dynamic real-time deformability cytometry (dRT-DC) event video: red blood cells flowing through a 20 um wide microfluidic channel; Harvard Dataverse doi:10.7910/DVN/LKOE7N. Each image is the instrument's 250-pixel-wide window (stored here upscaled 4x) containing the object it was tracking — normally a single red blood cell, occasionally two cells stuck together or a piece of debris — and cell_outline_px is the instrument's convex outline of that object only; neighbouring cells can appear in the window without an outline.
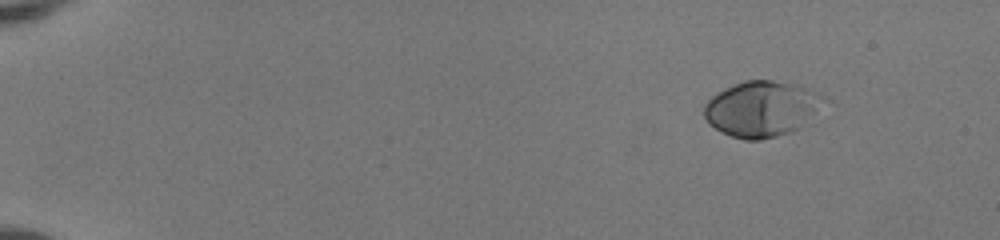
{"species": "human", "species_latin": "Homo sapiens", "temperature_condition": "room temperature", "stored_images_in_passage": 47, "camera_frame_rate_fps": 3000, "um_per_image_px": 0.085, "donor": {"sex": "female"}, "frame": {"image": 1, "passage_image": 1, "time_ms": 0.0, "image_size_px": [1000, 240], "cell_outline_px": [[832, 100], [800, 128], [792, 132], [760, 140], [744, 140], [732, 136], [708, 124], [704, 116], [704, 104], [712, 96], [744, 80], [772, 80], [796, 84], [816, 92]], "centroid_in_image_um": [64.82, 9.25], "position_along_channel_um": 20.2, "area_um2": 39.13}}
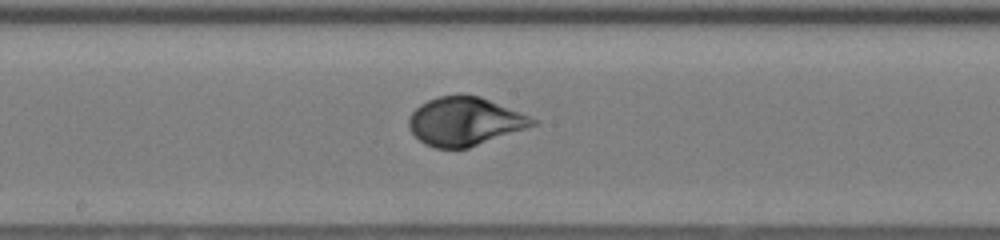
{"frame": {"image": 2, "passage_image": 25, "time_ms": 8.0, "image_size_px": [1000, 240], "cell_outline_px": [[540, 124], [468, 148], [436, 148], [424, 144], [408, 128], [408, 120], [412, 112], [420, 104], [428, 100], [440, 96], [480, 96], [528, 116], [536, 120]], "centroid_in_image_um": [39.5, 10.34], "position_along_channel_um": 208.7, "area_um2": 34.51}}
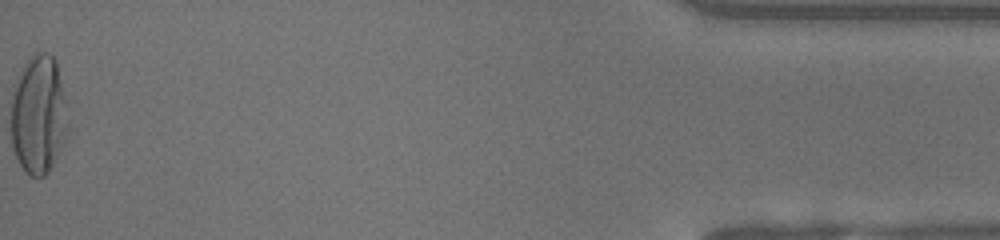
{"frame": {"image": 3, "passage_image": 47, "time_ms": 15.333, "image_size_px": [1000, 240], "cell_outline_px": [[68, 128], [64, 140], [48, 172], [44, 176], [32, 176], [24, 172], [16, 156], [12, 144], [12, 84], [24, 64], [36, 52], [48, 52], [56, 60], [64, 96], [68, 124]], "centroid_in_image_um": [3.26, 9.72], "position_along_channel_um": 431.9, "area_um2": 39.19}, "authors_computed_cell_mechanics": {"area_um2": 34.5644, "velocity_mm_per_s": 4.1123, "shape_relaxation_time_tau1_ms": 4.6645, "shape_relaxation_time_tau2_ms": null, "deformation_change_tau1": 0.2171, "deformation_change_tau2": null}}